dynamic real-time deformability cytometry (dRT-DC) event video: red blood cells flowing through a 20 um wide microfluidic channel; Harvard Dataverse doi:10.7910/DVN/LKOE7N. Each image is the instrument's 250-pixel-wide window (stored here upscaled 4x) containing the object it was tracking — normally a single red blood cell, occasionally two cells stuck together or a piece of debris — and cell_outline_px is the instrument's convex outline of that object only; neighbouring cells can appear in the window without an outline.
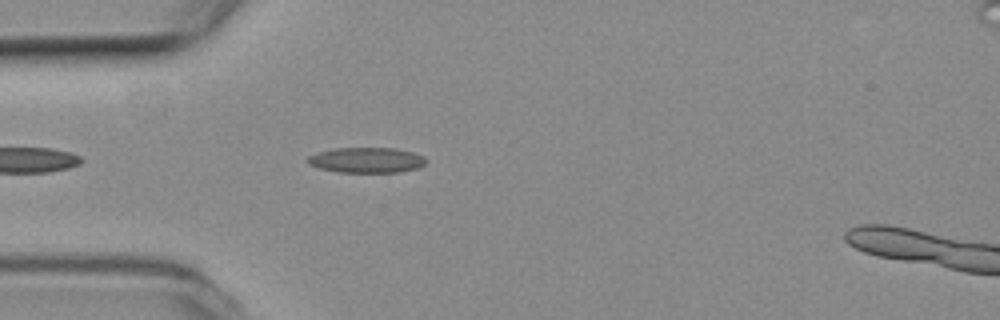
{"species": "common noctule bat (a hibernating species)", "species_latin": "Nyctalus noctula", "temperature_condition": "room temperature", "stored_images_in_passage": 22, "camera_frame_rate_fps": 3000, "um_per_image_px": 0.085, "animal": {"sex": "female", "body_mass_g": 19.3, "forearm_length_mm": 54.1}, "frame": {"image": 1, "passage_image": 4, "time_ms": 1.0, "image_size_px": [1000, 320], "cell_outline_px": [[428, 160], [424, 164], [416, 168], [400, 172], [336, 172], [320, 168], [308, 164], [308, 156], [316, 152], [336, 148], [396, 148], [412, 152], [424, 156]], "centroid_in_image_um": [31.15, 13.6], "position_along_channel_um": 53.8, "area_um2": 17.51}}
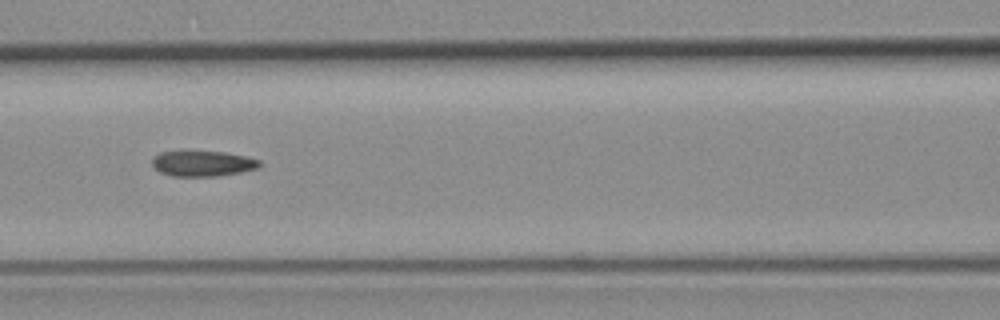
{"frame": {"image": 2, "passage_image": 12, "time_ms": 3.667, "image_size_px": [1000, 320], "cell_outline_px": [[260, 164], [256, 168], [240, 172], [216, 176], [172, 176], [160, 172], [152, 164], [152, 160], [160, 152], [224, 152], [244, 156], [260, 160]], "centroid_in_image_um": [17.22, 13.91], "position_along_channel_um": 149.4, "area_um2": 15.55}}
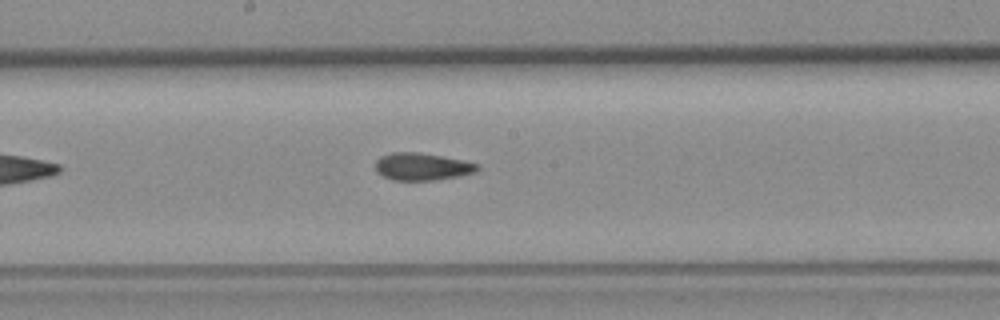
{"frame": {"image": 3, "passage_image": 17, "time_ms": 5.333, "image_size_px": [1000, 320], "cell_outline_px": [[480, 168], [476, 172], [460, 176], [436, 180], [392, 180], [376, 172], [376, 160], [380, 156], [392, 152], [420, 152], [464, 160], [480, 164]], "centroid_in_image_um": [35.91, 14.16], "position_along_channel_um": 212.3, "area_um2": 16.47}}